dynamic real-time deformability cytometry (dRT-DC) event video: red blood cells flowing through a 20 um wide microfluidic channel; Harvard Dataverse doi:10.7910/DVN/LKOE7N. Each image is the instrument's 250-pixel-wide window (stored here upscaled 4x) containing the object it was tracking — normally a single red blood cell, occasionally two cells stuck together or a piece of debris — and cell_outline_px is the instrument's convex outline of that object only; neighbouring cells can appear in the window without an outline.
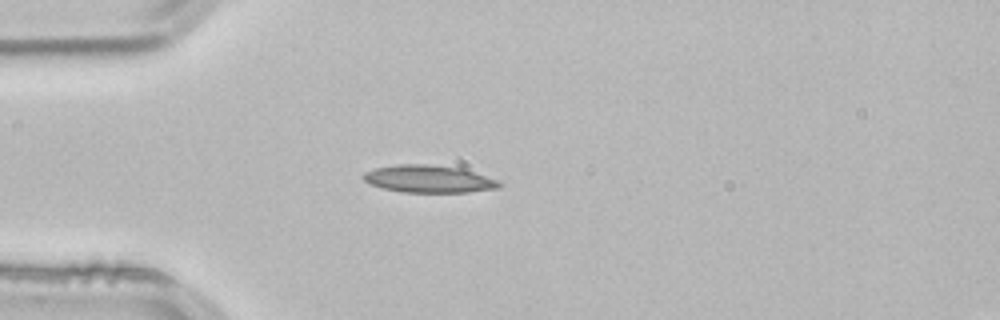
{"species": "common noctule bat (a hibernating species)", "species_latin": "Nyctalus noctula", "temperature_condition": "room temperature", "stored_images_in_passage": 40, "camera_frame_rate_fps": 3000, "um_per_image_px": 0.085, "animal": {"sex": "male", "body_mass_g": 21.5, "forearm_length_mm": 52.0}, "frame": {"image": 1, "passage_image": 1, "time_ms": 0.0, "image_size_px": [1000, 320], "cell_outline_px": [[500, 188], [468, 192], [404, 192], [380, 188], [364, 180], [360, 176], [364, 172], [376, 168], [396, 164], [428, 164], [460, 168], [496, 180], [500, 184]], "centroid_in_image_um": [36.38, 15.21], "position_along_channel_um": 48.6, "area_um2": 21.5}}
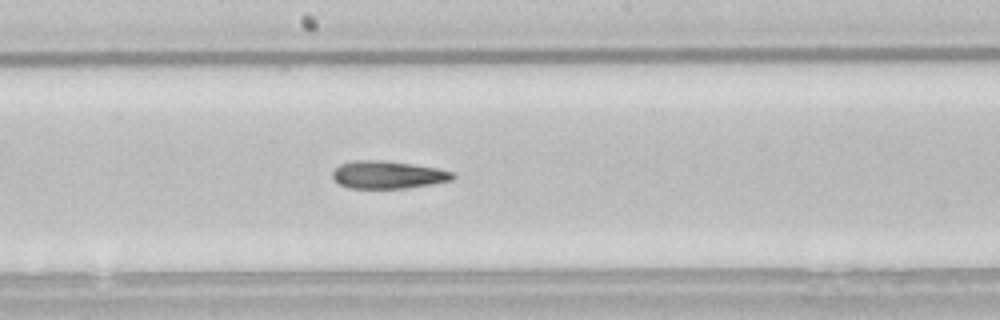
{"frame": {"image": 2, "passage_image": 15, "time_ms": 4.667, "image_size_px": [1000, 320], "cell_outline_px": [[456, 176], [452, 180], [432, 184], [408, 188], [348, 188], [340, 184], [332, 176], [332, 172], [340, 164], [352, 160], [384, 160], [412, 164], [436, 168], [452, 172]], "centroid_in_image_um": [32.96, 14.85], "position_along_channel_um": 215.2, "area_um2": 19.36}}
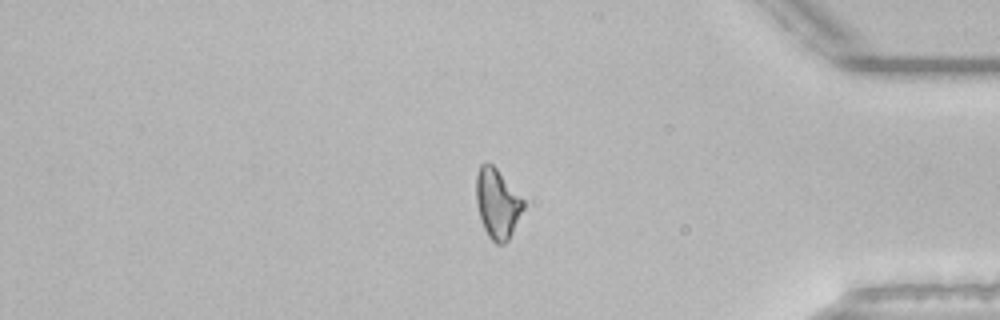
{"frame": {"image": 3, "passage_image": 31, "time_ms": 10.0, "image_size_px": [1000, 320], "cell_outline_px": [[524, 208], [508, 240], [504, 244], [496, 244], [488, 236], [480, 220], [476, 204], [476, 176], [480, 164], [488, 160], [496, 168], [524, 200]], "centroid_in_image_um": [42.24, 17.29], "position_along_channel_um": 393.0, "area_um2": 19.19}, "authors_computed_cell_mechanics": {"area_um2": 19.3341, "velocity_mm_per_s": 3.8554, "shape_relaxation_time_tau1_ms": 8.5812, "shape_relaxation_time_tau2_ms": 8.8633, "deformation_change_tau1": 0.1875, "deformation_change_tau2": 0.2137}}